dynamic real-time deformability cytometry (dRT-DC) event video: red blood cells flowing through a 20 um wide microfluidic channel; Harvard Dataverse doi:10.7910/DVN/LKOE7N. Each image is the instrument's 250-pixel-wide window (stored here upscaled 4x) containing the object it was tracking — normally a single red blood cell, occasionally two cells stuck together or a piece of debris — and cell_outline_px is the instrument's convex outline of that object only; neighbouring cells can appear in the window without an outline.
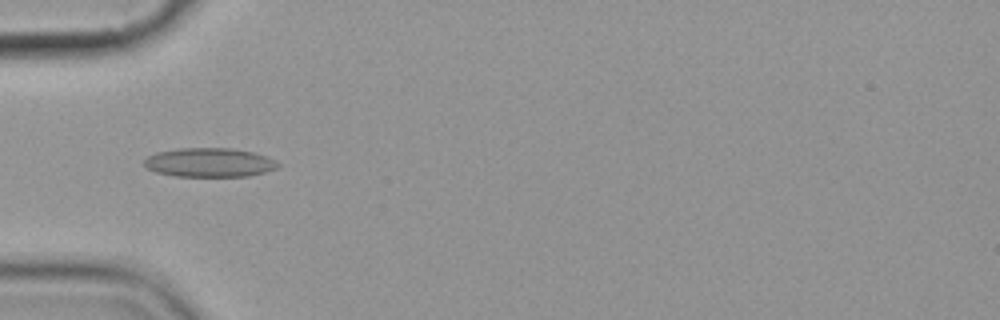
{"species": "common noctule bat (a hibernating species)", "species_latin": "Nyctalus noctula", "temperature_condition": "cold", "stored_images_in_passage": 11, "camera_frame_rate_fps": 3000, "um_per_image_px": 0.085, "animal": {"sex": "female", "body_mass_g": 19.9}, "frame": {"image": 1, "passage_image": 5, "time_ms": 5.667, "image_size_px": [1000, 320], "cell_outline_px": [[280, 164], [276, 168], [264, 172], [248, 176], [176, 176], [156, 172], [148, 168], [144, 164], [144, 160], [148, 156], [156, 152], [180, 148], [232, 148], [252, 152], [268, 156]], "centroid_in_image_um": [17.8, 13.8], "position_along_channel_um": 67.2, "area_um2": 22.54}}
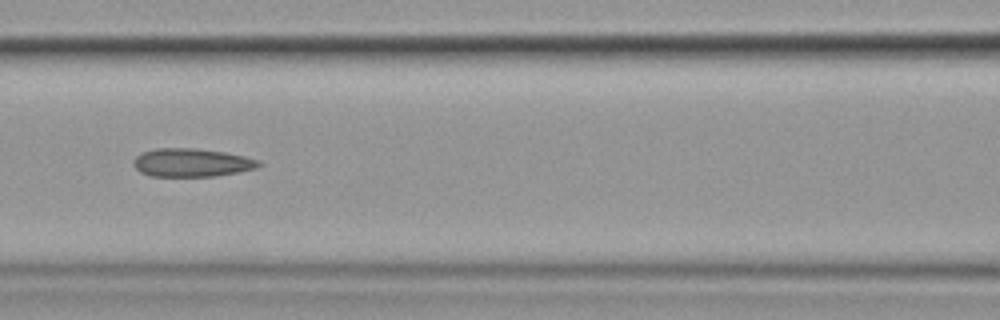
{"frame": {"image": 2, "passage_image": 7, "time_ms": 8.0, "image_size_px": [1000, 320], "cell_outline_px": [[264, 164], [256, 168], [216, 176], [148, 176], [140, 172], [132, 164], [132, 160], [140, 152], [156, 148], [196, 148], [224, 152], [244, 156], [256, 160]], "centroid_in_image_um": [16.23, 13.82], "position_along_channel_um": 150.4, "area_um2": 20.75}}